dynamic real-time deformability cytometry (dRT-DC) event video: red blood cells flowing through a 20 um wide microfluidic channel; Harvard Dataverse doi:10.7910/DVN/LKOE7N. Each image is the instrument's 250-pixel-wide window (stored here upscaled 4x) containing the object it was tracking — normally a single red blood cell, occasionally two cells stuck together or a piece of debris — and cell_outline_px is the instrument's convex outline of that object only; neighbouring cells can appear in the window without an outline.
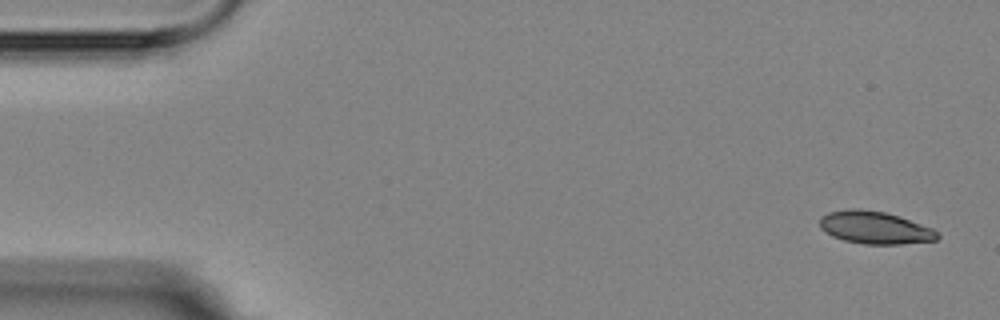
{"species": "Egyptian fruit bat (a non-hibernating species)", "species_latin": "Rousettus aegyptiacus", "temperature_condition": "room temperature", "stored_images_in_passage": 6, "camera_frame_rate_fps": 3000, "um_per_image_px": 0.085, "animal": {"sex": "female"}, "frame": {"image": 1, "passage_image": 1, "time_ms": 0.0, "image_size_px": [1000, 320], "cell_outline_px": [[940, 236], [936, 240], [900, 244], [864, 244], [844, 240], [832, 236], [820, 228], [820, 216], [828, 212], [848, 208], [860, 208], [884, 212], [900, 216], [932, 228], [940, 232]], "centroid_in_image_um": [74.36, 19.34], "position_along_channel_um": 10.6, "area_um2": 22.48}}
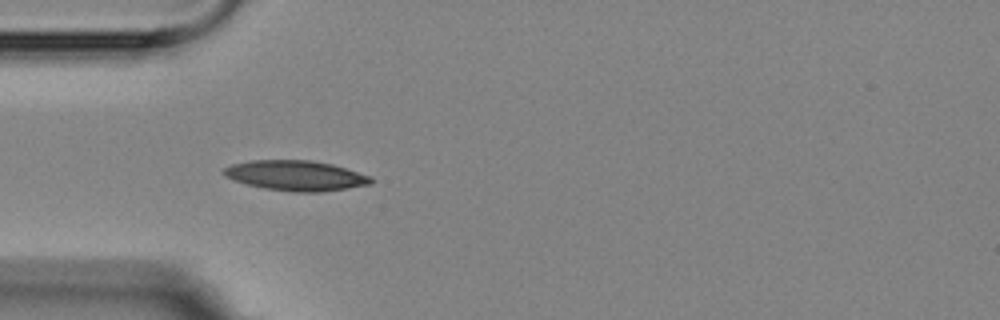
{"frame": {"image": 2, "passage_image": 5, "time_ms": 4.667, "image_size_px": [1000, 320], "cell_outline_px": [[372, 184], [320, 192], [296, 192], [264, 188], [248, 184], [224, 176], [224, 168], [232, 164], [252, 160], [312, 160], [332, 164], [372, 176]], "centroid_in_image_um": [25.18, 14.92], "position_along_channel_um": 59.8, "area_um2": 25.66}}
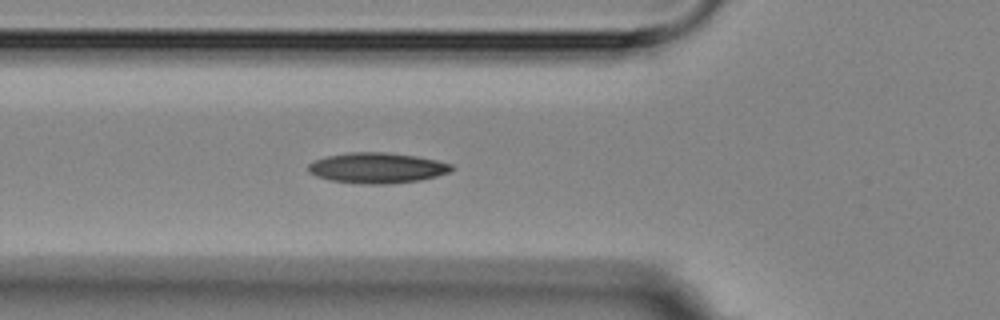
{"frame": {"image": 3, "passage_image": 6, "time_ms": 5.667, "image_size_px": [1000, 320], "cell_outline_px": [[452, 168], [448, 172], [436, 176], [420, 180], [384, 184], [364, 184], [332, 180], [316, 176], [308, 172], [308, 164], [312, 160], [324, 156], [348, 152], [388, 152], [416, 156], [436, 160], [452, 164]], "centroid_in_image_um": [31.99, 14.26], "position_along_channel_um": 93.8, "area_um2": 25.49}}